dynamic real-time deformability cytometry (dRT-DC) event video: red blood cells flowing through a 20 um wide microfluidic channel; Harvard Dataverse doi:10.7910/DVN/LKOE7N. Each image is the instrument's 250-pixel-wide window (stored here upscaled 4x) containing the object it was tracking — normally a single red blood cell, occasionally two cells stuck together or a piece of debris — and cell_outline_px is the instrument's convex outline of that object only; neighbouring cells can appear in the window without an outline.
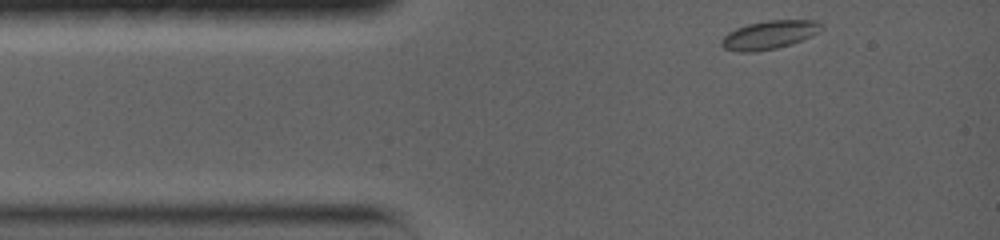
{"species": "common noctule bat (a hibernating species)", "species_latin": "Nyctalus noctula", "temperature_condition": "warm", "stored_images_in_passage": 64, "camera_frame_rate_fps": 5000, "um_per_image_px": 0.085, "animal": {"sex": "female", "body_mass_g": 19.0, "forearm_length_mm": 56.7}, "frame": {"image": 1, "passage_image": 1, "time_ms": 0.0, "image_size_px": [1000, 240], "cell_outline_px": [[824, 28], [812, 36], [792, 44], [776, 48], [756, 52], [736, 52], [724, 48], [720, 44], [720, 40], [728, 32], [736, 28], [748, 24], [768, 20], [816, 20]], "centroid_in_image_um": [65.37, 2.97], "position_along_channel_um": 19.6, "area_um2": 16.7}}
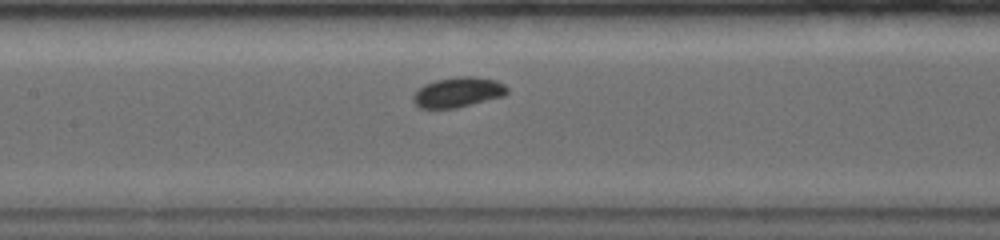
{"frame": {"image": 2, "passage_image": 28, "time_ms": 5.0, "image_size_px": [1000, 240], "cell_outline_px": [[508, 92], [504, 96], [456, 108], [420, 108], [412, 100], [412, 96], [424, 84], [436, 80], [456, 76], [476, 76], [496, 80], [504, 84], [508, 88]], "centroid_in_image_um": [38.95, 7.83], "position_along_channel_um": 168.5, "area_um2": 16.53}}
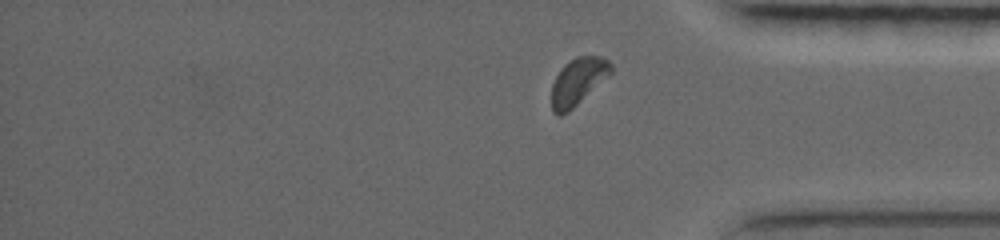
{"frame": {"image": 3, "passage_image": 57, "time_ms": 11.0, "image_size_px": [1000, 240], "cell_outline_px": [[612, 72], [568, 112], [560, 116], [556, 116], [552, 112], [552, 84], [560, 68], [564, 64], [576, 56], [600, 56], [608, 60], [612, 64]], "centroid_in_image_um": [49.1, 6.92], "position_along_channel_um": 386.1, "area_um2": 16.13}, "authors_computed_cell_mechanics": {"area_um2": 16.1262, "velocity_mm_per_s": 3.7338, "shape_relaxation_time_tau1_ms": 3.1368, "shape_relaxation_time_tau2_ms": null, "deformation_change_tau1": 0.1098, "deformation_change_tau2": null}}